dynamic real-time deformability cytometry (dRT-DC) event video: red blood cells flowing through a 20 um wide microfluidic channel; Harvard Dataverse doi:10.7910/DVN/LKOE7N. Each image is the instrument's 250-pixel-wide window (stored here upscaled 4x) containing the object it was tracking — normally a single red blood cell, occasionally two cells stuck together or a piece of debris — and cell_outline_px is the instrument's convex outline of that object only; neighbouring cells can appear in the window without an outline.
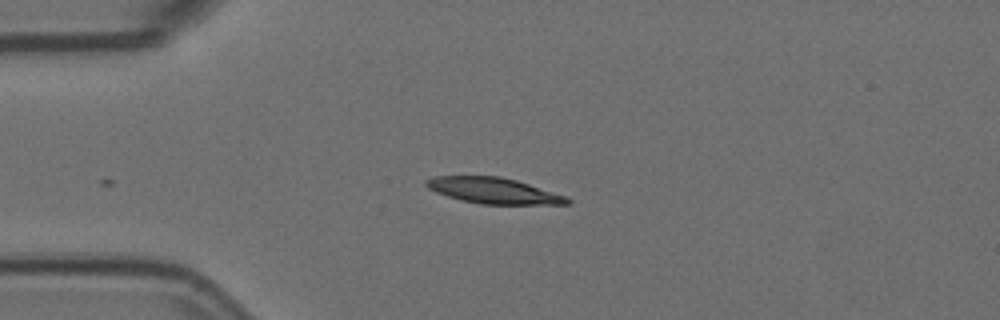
{"species": "Egyptian fruit bat (a non-hibernating species)", "species_latin": "Rousettus aegyptiacus", "temperature_condition": "room temperature", "stored_images_in_passage": 7, "camera_frame_rate_fps": 3000, "um_per_image_px": 0.085, "animal": {"sex": "female"}, "frame": {"image": 1, "passage_image": 1, "time_ms": 0.0, "image_size_px": [1000, 320], "cell_outline_px": [[572, 204], [480, 204], [448, 196], [436, 192], [428, 188], [424, 184], [424, 180], [432, 176], [500, 176], [516, 180], [568, 196], [572, 200]], "centroid_in_image_um": [41.98, 16.2], "position_along_channel_um": 43.0, "area_um2": 21.33}}